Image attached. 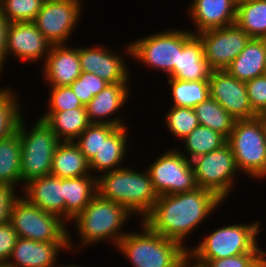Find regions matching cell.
<instances>
[{"label": "cell", "instance_id": "obj_35", "mask_svg": "<svg viewBox=\"0 0 266 267\" xmlns=\"http://www.w3.org/2000/svg\"><path fill=\"white\" fill-rule=\"evenodd\" d=\"M116 128L111 124L91 123L74 143L80 148L86 159L90 161L99 151L103 140H106Z\"/></svg>", "mask_w": 266, "mask_h": 267}, {"label": "cell", "instance_id": "obj_11", "mask_svg": "<svg viewBox=\"0 0 266 267\" xmlns=\"http://www.w3.org/2000/svg\"><path fill=\"white\" fill-rule=\"evenodd\" d=\"M146 167L158 196L173 195L198 188L196 177L189 161L175 147L158 153Z\"/></svg>", "mask_w": 266, "mask_h": 267}, {"label": "cell", "instance_id": "obj_41", "mask_svg": "<svg viewBox=\"0 0 266 267\" xmlns=\"http://www.w3.org/2000/svg\"><path fill=\"white\" fill-rule=\"evenodd\" d=\"M17 188L9 184H0V225L9 222L13 202L21 195Z\"/></svg>", "mask_w": 266, "mask_h": 267}, {"label": "cell", "instance_id": "obj_3", "mask_svg": "<svg viewBox=\"0 0 266 267\" xmlns=\"http://www.w3.org/2000/svg\"><path fill=\"white\" fill-rule=\"evenodd\" d=\"M97 194L125 207L140 221L152 211L159 197L147 169L138 171L128 163L97 177Z\"/></svg>", "mask_w": 266, "mask_h": 267}, {"label": "cell", "instance_id": "obj_42", "mask_svg": "<svg viewBox=\"0 0 266 267\" xmlns=\"http://www.w3.org/2000/svg\"><path fill=\"white\" fill-rule=\"evenodd\" d=\"M17 238L10 222L0 225V262H8Z\"/></svg>", "mask_w": 266, "mask_h": 267}, {"label": "cell", "instance_id": "obj_31", "mask_svg": "<svg viewBox=\"0 0 266 267\" xmlns=\"http://www.w3.org/2000/svg\"><path fill=\"white\" fill-rule=\"evenodd\" d=\"M168 85L170 87L168 91L171 92V104H173L169 106L194 108L210 97L209 80L183 81L168 78Z\"/></svg>", "mask_w": 266, "mask_h": 267}, {"label": "cell", "instance_id": "obj_12", "mask_svg": "<svg viewBox=\"0 0 266 267\" xmlns=\"http://www.w3.org/2000/svg\"><path fill=\"white\" fill-rule=\"evenodd\" d=\"M84 3V0H45L33 22L52 45L67 44L82 20Z\"/></svg>", "mask_w": 266, "mask_h": 267}, {"label": "cell", "instance_id": "obj_40", "mask_svg": "<svg viewBox=\"0 0 266 267\" xmlns=\"http://www.w3.org/2000/svg\"><path fill=\"white\" fill-rule=\"evenodd\" d=\"M245 84L250 106L258 115L266 106V74L248 80Z\"/></svg>", "mask_w": 266, "mask_h": 267}, {"label": "cell", "instance_id": "obj_1", "mask_svg": "<svg viewBox=\"0 0 266 267\" xmlns=\"http://www.w3.org/2000/svg\"><path fill=\"white\" fill-rule=\"evenodd\" d=\"M215 193L204 188L157 198L152 211L142 220L154 233L179 242L186 239L223 205ZM200 225V226H199ZM188 236V237H187Z\"/></svg>", "mask_w": 266, "mask_h": 267}, {"label": "cell", "instance_id": "obj_2", "mask_svg": "<svg viewBox=\"0 0 266 267\" xmlns=\"http://www.w3.org/2000/svg\"><path fill=\"white\" fill-rule=\"evenodd\" d=\"M132 216L125 207L117 202L104 199L96 194L85 209L71 222L75 227V234L79 238L77 240H80L77 242L80 243L75 244L69 235L70 253H75L79 248L85 250L88 246L106 242L113 244L115 249L121 238L128 233L124 227L126 228L125 225L129 223L130 218H133Z\"/></svg>", "mask_w": 266, "mask_h": 267}, {"label": "cell", "instance_id": "obj_49", "mask_svg": "<svg viewBox=\"0 0 266 267\" xmlns=\"http://www.w3.org/2000/svg\"><path fill=\"white\" fill-rule=\"evenodd\" d=\"M185 267H193V266L188 263Z\"/></svg>", "mask_w": 266, "mask_h": 267}, {"label": "cell", "instance_id": "obj_33", "mask_svg": "<svg viewBox=\"0 0 266 267\" xmlns=\"http://www.w3.org/2000/svg\"><path fill=\"white\" fill-rule=\"evenodd\" d=\"M200 125L220 133L226 139L230 136L236 119L229 114L215 99L208 98L194 108Z\"/></svg>", "mask_w": 266, "mask_h": 267}, {"label": "cell", "instance_id": "obj_50", "mask_svg": "<svg viewBox=\"0 0 266 267\" xmlns=\"http://www.w3.org/2000/svg\"><path fill=\"white\" fill-rule=\"evenodd\" d=\"M237 3L241 2V1H244V0H235Z\"/></svg>", "mask_w": 266, "mask_h": 267}, {"label": "cell", "instance_id": "obj_48", "mask_svg": "<svg viewBox=\"0 0 266 267\" xmlns=\"http://www.w3.org/2000/svg\"><path fill=\"white\" fill-rule=\"evenodd\" d=\"M256 267H265L261 262Z\"/></svg>", "mask_w": 266, "mask_h": 267}, {"label": "cell", "instance_id": "obj_34", "mask_svg": "<svg viewBox=\"0 0 266 267\" xmlns=\"http://www.w3.org/2000/svg\"><path fill=\"white\" fill-rule=\"evenodd\" d=\"M164 123L179 142L188 136L198 125V117L193 108L171 106L164 114Z\"/></svg>", "mask_w": 266, "mask_h": 267}, {"label": "cell", "instance_id": "obj_37", "mask_svg": "<svg viewBox=\"0 0 266 267\" xmlns=\"http://www.w3.org/2000/svg\"><path fill=\"white\" fill-rule=\"evenodd\" d=\"M49 87L47 99V112H63L79 107H85L70 86Z\"/></svg>", "mask_w": 266, "mask_h": 267}, {"label": "cell", "instance_id": "obj_5", "mask_svg": "<svg viewBox=\"0 0 266 267\" xmlns=\"http://www.w3.org/2000/svg\"><path fill=\"white\" fill-rule=\"evenodd\" d=\"M261 230L264 229L260 218L250 224L238 222L217 227L188 249V260H216L244 253H261L258 242Z\"/></svg>", "mask_w": 266, "mask_h": 267}, {"label": "cell", "instance_id": "obj_8", "mask_svg": "<svg viewBox=\"0 0 266 267\" xmlns=\"http://www.w3.org/2000/svg\"><path fill=\"white\" fill-rule=\"evenodd\" d=\"M166 29L130 41L131 58L143 64L147 70L149 67L161 71L170 78L174 66H178L179 50L194 34L183 28Z\"/></svg>", "mask_w": 266, "mask_h": 267}, {"label": "cell", "instance_id": "obj_19", "mask_svg": "<svg viewBox=\"0 0 266 267\" xmlns=\"http://www.w3.org/2000/svg\"><path fill=\"white\" fill-rule=\"evenodd\" d=\"M187 9L197 35L209 29H217L235 24L237 2L235 0H192Z\"/></svg>", "mask_w": 266, "mask_h": 267}, {"label": "cell", "instance_id": "obj_16", "mask_svg": "<svg viewBox=\"0 0 266 267\" xmlns=\"http://www.w3.org/2000/svg\"><path fill=\"white\" fill-rule=\"evenodd\" d=\"M210 98L215 99L236 120L252 119L257 114L250 106L246 84L226 70H213L209 76Z\"/></svg>", "mask_w": 266, "mask_h": 267}, {"label": "cell", "instance_id": "obj_28", "mask_svg": "<svg viewBox=\"0 0 266 267\" xmlns=\"http://www.w3.org/2000/svg\"><path fill=\"white\" fill-rule=\"evenodd\" d=\"M0 184L14 186L22 194L21 142L18 132L0 141Z\"/></svg>", "mask_w": 266, "mask_h": 267}, {"label": "cell", "instance_id": "obj_24", "mask_svg": "<svg viewBox=\"0 0 266 267\" xmlns=\"http://www.w3.org/2000/svg\"><path fill=\"white\" fill-rule=\"evenodd\" d=\"M266 39L251 38L243 51L225 69L233 77L248 81L266 74Z\"/></svg>", "mask_w": 266, "mask_h": 267}, {"label": "cell", "instance_id": "obj_29", "mask_svg": "<svg viewBox=\"0 0 266 267\" xmlns=\"http://www.w3.org/2000/svg\"><path fill=\"white\" fill-rule=\"evenodd\" d=\"M180 142H182L180 147H183V149L178 145L172 147H175L181 154L191 161L201 155L221 148L227 143V139L207 126L199 124Z\"/></svg>", "mask_w": 266, "mask_h": 267}, {"label": "cell", "instance_id": "obj_13", "mask_svg": "<svg viewBox=\"0 0 266 267\" xmlns=\"http://www.w3.org/2000/svg\"><path fill=\"white\" fill-rule=\"evenodd\" d=\"M124 46L123 52L101 45L79 46L82 72L95 74L108 83H131L130 69L125 61L131 58V44L128 42Z\"/></svg>", "mask_w": 266, "mask_h": 267}, {"label": "cell", "instance_id": "obj_38", "mask_svg": "<svg viewBox=\"0 0 266 267\" xmlns=\"http://www.w3.org/2000/svg\"><path fill=\"white\" fill-rule=\"evenodd\" d=\"M109 83L92 73L82 72L70 87L81 103L86 106L91 99L101 92Z\"/></svg>", "mask_w": 266, "mask_h": 267}, {"label": "cell", "instance_id": "obj_9", "mask_svg": "<svg viewBox=\"0 0 266 267\" xmlns=\"http://www.w3.org/2000/svg\"><path fill=\"white\" fill-rule=\"evenodd\" d=\"M9 222L17 237L37 242H69L71 235L64 220L31 205L21 195L13 202Z\"/></svg>", "mask_w": 266, "mask_h": 267}, {"label": "cell", "instance_id": "obj_20", "mask_svg": "<svg viewBox=\"0 0 266 267\" xmlns=\"http://www.w3.org/2000/svg\"><path fill=\"white\" fill-rule=\"evenodd\" d=\"M62 251H70L69 242H37L18 237L7 263L13 267H56Z\"/></svg>", "mask_w": 266, "mask_h": 267}, {"label": "cell", "instance_id": "obj_25", "mask_svg": "<svg viewBox=\"0 0 266 267\" xmlns=\"http://www.w3.org/2000/svg\"><path fill=\"white\" fill-rule=\"evenodd\" d=\"M96 194L97 178L93 175L63 178L65 222L70 225V222L85 209Z\"/></svg>", "mask_w": 266, "mask_h": 267}, {"label": "cell", "instance_id": "obj_39", "mask_svg": "<svg viewBox=\"0 0 266 267\" xmlns=\"http://www.w3.org/2000/svg\"><path fill=\"white\" fill-rule=\"evenodd\" d=\"M261 262V253H244L216 260H188L193 267H256Z\"/></svg>", "mask_w": 266, "mask_h": 267}, {"label": "cell", "instance_id": "obj_46", "mask_svg": "<svg viewBox=\"0 0 266 267\" xmlns=\"http://www.w3.org/2000/svg\"><path fill=\"white\" fill-rule=\"evenodd\" d=\"M68 264H64V263L62 264L61 263L60 265L58 264L56 267H85V266H82V265L80 266L78 264L77 265L76 264L75 265L74 264H70V263H68Z\"/></svg>", "mask_w": 266, "mask_h": 267}, {"label": "cell", "instance_id": "obj_23", "mask_svg": "<svg viewBox=\"0 0 266 267\" xmlns=\"http://www.w3.org/2000/svg\"><path fill=\"white\" fill-rule=\"evenodd\" d=\"M213 69L209 66L204 55L201 39L193 35L179 50L178 66H174V73L170 78L183 81L209 80Z\"/></svg>", "mask_w": 266, "mask_h": 267}, {"label": "cell", "instance_id": "obj_4", "mask_svg": "<svg viewBox=\"0 0 266 267\" xmlns=\"http://www.w3.org/2000/svg\"><path fill=\"white\" fill-rule=\"evenodd\" d=\"M139 230L126 233L116 246L132 267H185L188 249L172 239L154 233L143 221Z\"/></svg>", "mask_w": 266, "mask_h": 267}, {"label": "cell", "instance_id": "obj_43", "mask_svg": "<svg viewBox=\"0 0 266 267\" xmlns=\"http://www.w3.org/2000/svg\"><path fill=\"white\" fill-rule=\"evenodd\" d=\"M8 21L4 17L1 7H0V75L5 66V52H6V32H7Z\"/></svg>", "mask_w": 266, "mask_h": 267}, {"label": "cell", "instance_id": "obj_44", "mask_svg": "<svg viewBox=\"0 0 266 267\" xmlns=\"http://www.w3.org/2000/svg\"><path fill=\"white\" fill-rule=\"evenodd\" d=\"M257 117L266 124V106L260 111Z\"/></svg>", "mask_w": 266, "mask_h": 267}, {"label": "cell", "instance_id": "obj_45", "mask_svg": "<svg viewBox=\"0 0 266 267\" xmlns=\"http://www.w3.org/2000/svg\"><path fill=\"white\" fill-rule=\"evenodd\" d=\"M261 263L266 267V251L261 248Z\"/></svg>", "mask_w": 266, "mask_h": 267}, {"label": "cell", "instance_id": "obj_17", "mask_svg": "<svg viewBox=\"0 0 266 267\" xmlns=\"http://www.w3.org/2000/svg\"><path fill=\"white\" fill-rule=\"evenodd\" d=\"M130 88V83H109L85 106L89 122L116 127L128 126L123 116L117 112L123 110L130 100ZM115 113L117 116L113 115Z\"/></svg>", "mask_w": 266, "mask_h": 267}, {"label": "cell", "instance_id": "obj_21", "mask_svg": "<svg viewBox=\"0 0 266 267\" xmlns=\"http://www.w3.org/2000/svg\"><path fill=\"white\" fill-rule=\"evenodd\" d=\"M24 197L31 205L52 213L65 221V200L63 178L52 175L30 180L22 189Z\"/></svg>", "mask_w": 266, "mask_h": 267}, {"label": "cell", "instance_id": "obj_6", "mask_svg": "<svg viewBox=\"0 0 266 267\" xmlns=\"http://www.w3.org/2000/svg\"><path fill=\"white\" fill-rule=\"evenodd\" d=\"M23 115L17 132L21 142L22 189L30 180L48 176L51 173L53 154L61 141L40 118L27 127Z\"/></svg>", "mask_w": 266, "mask_h": 267}, {"label": "cell", "instance_id": "obj_22", "mask_svg": "<svg viewBox=\"0 0 266 267\" xmlns=\"http://www.w3.org/2000/svg\"><path fill=\"white\" fill-rule=\"evenodd\" d=\"M127 127L129 126L117 127L106 140H103L99 151L89 161L91 174L96 178L103 173L126 166L124 159H127L125 156L128 155L129 149V129Z\"/></svg>", "mask_w": 266, "mask_h": 267}, {"label": "cell", "instance_id": "obj_26", "mask_svg": "<svg viewBox=\"0 0 266 267\" xmlns=\"http://www.w3.org/2000/svg\"><path fill=\"white\" fill-rule=\"evenodd\" d=\"M39 118L49 126L61 142H74L91 124L87 118L86 107L63 112L44 111Z\"/></svg>", "mask_w": 266, "mask_h": 267}, {"label": "cell", "instance_id": "obj_32", "mask_svg": "<svg viewBox=\"0 0 266 267\" xmlns=\"http://www.w3.org/2000/svg\"><path fill=\"white\" fill-rule=\"evenodd\" d=\"M11 86L0 87V141L17 132L22 113V97ZM21 101H20V99ZM22 109V110H21Z\"/></svg>", "mask_w": 266, "mask_h": 267}, {"label": "cell", "instance_id": "obj_10", "mask_svg": "<svg viewBox=\"0 0 266 267\" xmlns=\"http://www.w3.org/2000/svg\"><path fill=\"white\" fill-rule=\"evenodd\" d=\"M191 165L198 187L212 191L224 202L230 198L239 170L228 143L191 160Z\"/></svg>", "mask_w": 266, "mask_h": 267}, {"label": "cell", "instance_id": "obj_15", "mask_svg": "<svg viewBox=\"0 0 266 267\" xmlns=\"http://www.w3.org/2000/svg\"><path fill=\"white\" fill-rule=\"evenodd\" d=\"M51 43L37 29L33 21L8 23L6 32L5 61L14 58L17 61L37 63L46 57L51 48Z\"/></svg>", "mask_w": 266, "mask_h": 267}, {"label": "cell", "instance_id": "obj_36", "mask_svg": "<svg viewBox=\"0 0 266 267\" xmlns=\"http://www.w3.org/2000/svg\"><path fill=\"white\" fill-rule=\"evenodd\" d=\"M45 0H0L2 13L8 23L34 21Z\"/></svg>", "mask_w": 266, "mask_h": 267}, {"label": "cell", "instance_id": "obj_30", "mask_svg": "<svg viewBox=\"0 0 266 267\" xmlns=\"http://www.w3.org/2000/svg\"><path fill=\"white\" fill-rule=\"evenodd\" d=\"M235 24L251 38L266 39V0L237 3Z\"/></svg>", "mask_w": 266, "mask_h": 267}, {"label": "cell", "instance_id": "obj_7", "mask_svg": "<svg viewBox=\"0 0 266 267\" xmlns=\"http://www.w3.org/2000/svg\"><path fill=\"white\" fill-rule=\"evenodd\" d=\"M239 174L266 179V124L258 117L236 120L227 139Z\"/></svg>", "mask_w": 266, "mask_h": 267}, {"label": "cell", "instance_id": "obj_14", "mask_svg": "<svg viewBox=\"0 0 266 267\" xmlns=\"http://www.w3.org/2000/svg\"><path fill=\"white\" fill-rule=\"evenodd\" d=\"M197 36L202 41L205 58L213 70H225L251 39L236 24L209 29Z\"/></svg>", "mask_w": 266, "mask_h": 267}, {"label": "cell", "instance_id": "obj_27", "mask_svg": "<svg viewBox=\"0 0 266 267\" xmlns=\"http://www.w3.org/2000/svg\"><path fill=\"white\" fill-rule=\"evenodd\" d=\"M50 175L60 178H76L92 175L89 161L74 142H61L53 154Z\"/></svg>", "mask_w": 266, "mask_h": 267}, {"label": "cell", "instance_id": "obj_18", "mask_svg": "<svg viewBox=\"0 0 266 267\" xmlns=\"http://www.w3.org/2000/svg\"><path fill=\"white\" fill-rule=\"evenodd\" d=\"M42 68L45 86H70L81 73L79 46L51 45Z\"/></svg>", "mask_w": 266, "mask_h": 267}, {"label": "cell", "instance_id": "obj_47", "mask_svg": "<svg viewBox=\"0 0 266 267\" xmlns=\"http://www.w3.org/2000/svg\"><path fill=\"white\" fill-rule=\"evenodd\" d=\"M0 267H13V266L7 262H0Z\"/></svg>", "mask_w": 266, "mask_h": 267}]
</instances>
